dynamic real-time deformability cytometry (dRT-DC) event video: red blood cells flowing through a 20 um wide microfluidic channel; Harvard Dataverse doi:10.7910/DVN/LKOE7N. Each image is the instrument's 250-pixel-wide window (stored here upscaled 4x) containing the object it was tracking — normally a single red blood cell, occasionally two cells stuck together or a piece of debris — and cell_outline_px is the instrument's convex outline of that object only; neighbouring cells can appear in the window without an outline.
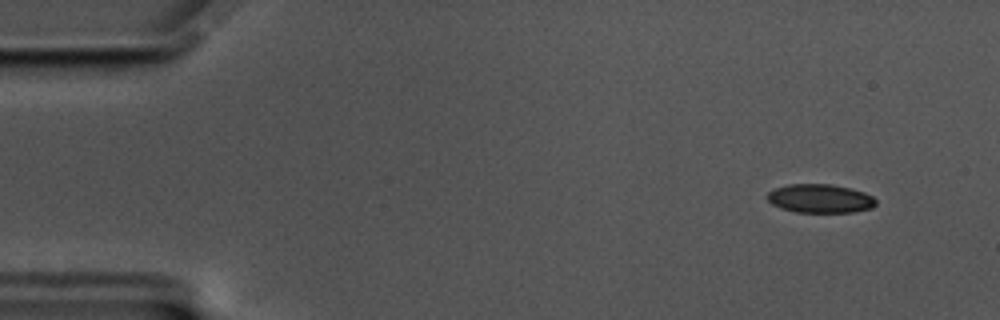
{"species": "common noctule bat (a hibernating species)", "species_latin": "Nyctalus noctula", "temperature_condition": "cold", "stored_images_in_passage": 60, "camera_frame_rate_fps": 3000, "um_per_image_px": 0.085, "animal": {"sex": "male", "body_mass_g": 17.5, "forearm_length_mm": 52.3}, "frame": {"image": 1, "passage_image": 5, "time_ms": 1.333, "image_size_px": [1000, 320], "cell_outline_px": [[876, 204], [872, 208], [852, 212], [796, 212], [780, 208], [772, 204], [768, 200], [768, 192], [776, 188], [788, 184], [832, 184], [864, 192], [872, 196], [876, 200]], "centroid_in_image_um": [69.71, 16.88], "position_along_channel_um": 15.3, "area_um2": 18.09}}
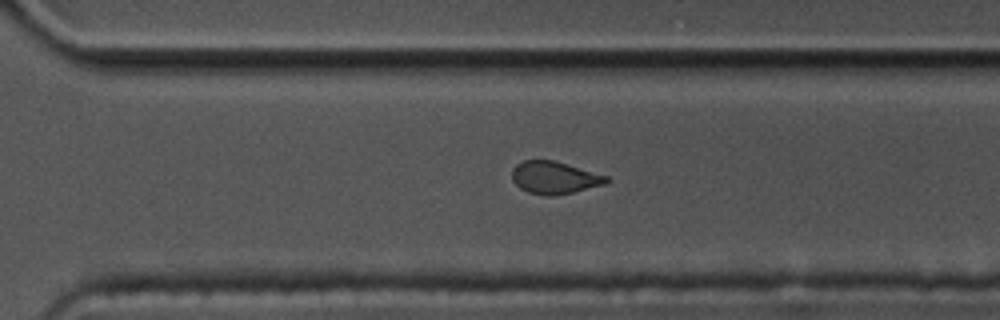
{"frame": {"image": 2, "passage_image": 42, "time_ms": 13.667, "image_size_px": [1000, 320], "cell_outline_px": [[612, 180], [604, 184], [572, 192], [552, 196], [548, 196], [528, 192], [520, 188], [512, 180], [512, 168], [516, 164], [524, 160], [556, 160], [608, 176]], "centroid_in_image_um": [47.13, 15.08], "position_along_channel_um": 323.5, "area_um2": 17.92}}
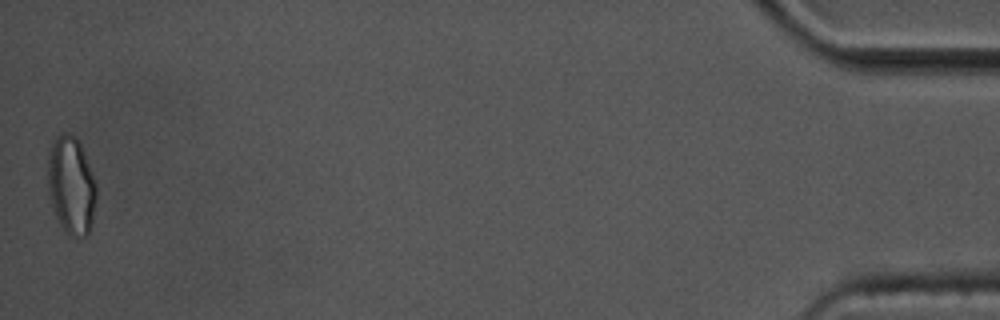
{"frame": {"image": 3, "passage_image": 60, "time_ms": 19.667, "image_size_px": [1000, 320], "cell_outline_px": [[96, 200], [92, 220], [88, 236], [80, 240], [76, 240], [68, 236], [60, 224], [56, 216], [48, 192], [48, 152], [56, 136], [64, 132], [76, 136], [80, 144], [96, 180]], "centroid_in_image_um": [6.07, 15.81], "position_along_channel_um": 429.1, "area_um2": 28.09}, "authors_computed_cell_mechanics": {"area_um2": 18.9873, "velocity_mm_per_s": 3.3311, "shape_relaxation_time_tau1_ms": 4.4544, "shape_relaxation_time_tau2_ms": 2.2451, "deformation_change_tau1": 0.1069, "deformation_change_tau2": 0.061}}